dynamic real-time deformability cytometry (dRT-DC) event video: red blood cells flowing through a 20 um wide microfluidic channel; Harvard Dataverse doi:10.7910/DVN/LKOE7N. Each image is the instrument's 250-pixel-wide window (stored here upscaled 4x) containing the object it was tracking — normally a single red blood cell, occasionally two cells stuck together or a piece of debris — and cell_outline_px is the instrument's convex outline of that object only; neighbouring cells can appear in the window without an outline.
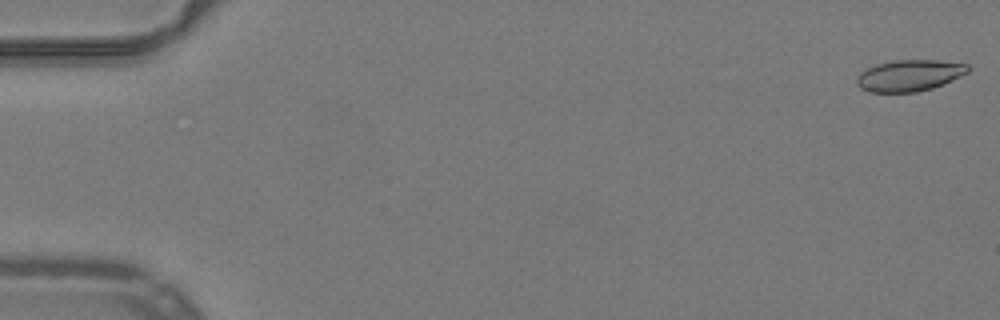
{"species": "common noctule bat (a hibernating species)", "species_latin": "Nyctalus noctula", "temperature_condition": "warm", "stored_images_in_passage": 10, "camera_frame_rate_fps": 3000, "um_per_image_px": 0.085, "animal": {"sex": "male", "body_mass_g": 19.2, "forearm_length_mm": 51.8}, "frame": {"image": 1, "passage_image": 1, "time_ms": 0.0, "image_size_px": [1000, 320], "cell_outline_px": [[972, 68], [968, 72], [944, 84], [932, 88], [916, 92], [872, 92], [860, 88], [856, 84], [856, 80], [860, 72], [876, 64], [892, 60], [936, 60], [968, 64]], "centroid_in_image_um": [77.31, 6.41], "position_along_channel_um": 7.7, "area_um2": 20.4}}